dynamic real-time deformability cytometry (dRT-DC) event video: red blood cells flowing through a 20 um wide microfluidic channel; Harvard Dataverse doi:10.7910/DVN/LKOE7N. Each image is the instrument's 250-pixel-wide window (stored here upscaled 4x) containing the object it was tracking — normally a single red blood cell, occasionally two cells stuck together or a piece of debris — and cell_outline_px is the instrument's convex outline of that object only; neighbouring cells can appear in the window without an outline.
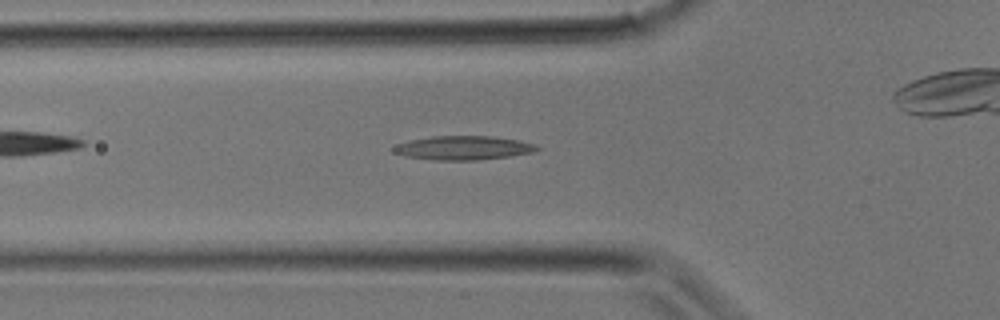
{"species": "common noctule bat (a hibernating species)", "species_latin": "Nyctalus noctula", "temperature_condition": "room temperature", "stored_images_in_passage": 31, "camera_frame_rate_fps": 3000, "um_per_image_px": 0.085, "animal": {"sex": "male", "body_mass_g": 17.9}, "frame": {"image": 1, "passage_image": 10, "time_ms": 3.0, "image_size_px": [1000, 320], "cell_outline_px": [[540, 148], [532, 152], [508, 156], [476, 160], [436, 160], [408, 156], [392, 152], [392, 148], [400, 144], [412, 140], [432, 136], [488, 136], [520, 140], [536, 144]], "centroid_in_image_um": [39.41, 12.56], "position_along_channel_um": 86.4, "area_um2": 19.65}}
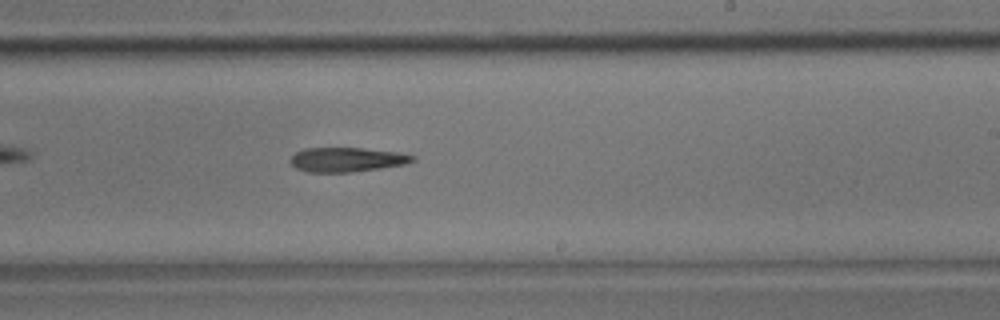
{"frame": {"image": 2, "passage_image": 18, "time_ms": 5.667, "image_size_px": [1000, 320], "cell_outline_px": [[416, 160], [408, 164], [352, 172], [308, 172], [296, 168], [288, 160], [296, 152], [304, 148], [364, 148], [400, 152], [416, 156]], "centroid_in_image_um": [29.52, 13.56], "position_along_channel_um": 259.5, "area_um2": 17.57}}
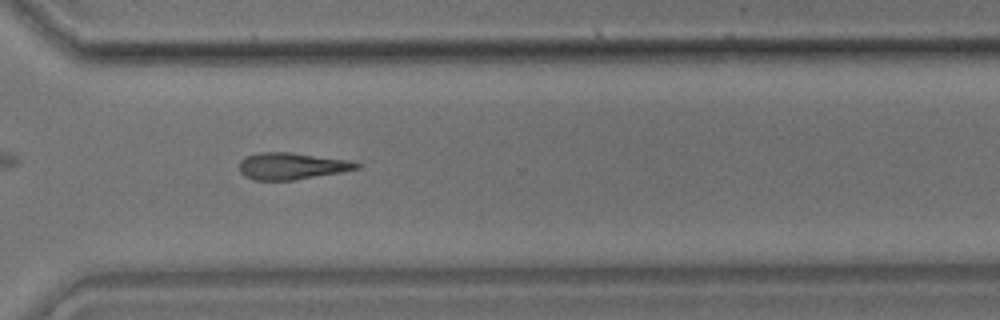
{"frame": {"image": 3, "passage_image": 22, "time_ms": 7.0, "image_size_px": [1000, 320], "cell_outline_px": [[360, 168], [340, 172], [292, 180], [256, 180], [244, 176], [240, 172], [240, 160], [248, 156], [260, 152], [292, 152], [352, 160], [360, 164]], "centroid_in_image_um": [24.81, 14.1], "position_along_channel_um": 345.8, "area_um2": 18.26}}